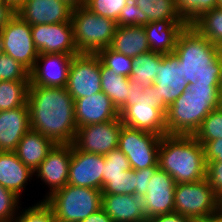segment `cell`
I'll list each match as a JSON object with an SVG mask.
<instances>
[{
    "mask_svg": "<svg viewBox=\"0 0 222 222\" xmlns=\"http://www.w3.org/2000/svg\"><path fill=\"white\" fill-rule=\"evenodd\" d=\"M219 108L222 109V89H220Z\"/></svg>",
    "mask_w": 222,
    "mask_h": 222,
    "instance_id": "53",
    "label": "cell"
},
{
    "mask_svg": "<svg viewBox=\"0 0 222 222\" xmlns=\"http://www.w3.org/2000/svg\"><path fill=\"white\" fill-rule=\"evenodd\" d=\"M109 48L132 58L150 51L145 29L138 25H117Z\"/></svg>",
    "mask_w": 222,
    "mask_h": 222,
    "instance_id": "26",
    "label": "cell"
},
{
    "mask_svg": "<svg viewBox=\"0 0 222 222\" xmlns=\"http://www.w3.org/2000/svg\"><path fill=\"white\" fill-rule=\"evenodd\" d=\"M28 87L29 81H0V111L24 106Z\"/></svg>",
    "mask_w": 222,
    "mask_h": 222,
    "instance_id": "30",
    "label": "cell"
},
{
    "mask_svg": "<svg viewBox=\"0 0 222 222\" xmlns=\"http://www.w3.org/2000/svg\"><path fill=\"white\" fill-rule=\"evenodd\" d=\"M219 84H220V89H222V54H221V68H220Z\"/></svg>",
    "mask_w": 222,
    "mask_h": 222,
    "instance_id": "52",
    "label": "cell"
},
{
    "mask_svg": "<svg viewBox=\"0 0 222 222\" xmlns=\"http://www.w3.org/2000/svg\"><path fill=\"white\" fill-rule=\"evenodd\" d=\"M176 183L166 171L157 169L149 181L146 194L147 219L174 212V189Z\"/></svg>",
    "mask_w": 222,
    "mask_h": 222,
    "instance_id": "19",
    "label": "cell"
},
{
    "mask_svg": "<svg viewBox=\"0 0 222 222\" xmlns=\"http://www.w3.org/2000/svg\"><path fill=\"white\" fill-rule=\"evenodd\" d=\"M80 222H114L107 213L100 208L98 211L92 213L89 217L86 219H83Z\"/></svg>",
    "mask_w": 222,
    "mask_h": 222,
    "instance_id": "47",
    "label": "cell"
},
{
    "mask_svg": "<svg viewBox=\"0 0 222 222\" xmlns=\"http://www.w3.org/2000/svg\"><path fill=\"white\" fill-rule=\"evenodd\" d=\"M147 15V24L154 21L184 22L178 13L176 0H130Z\"/></svg>",
    "mask_w": 222,
    "mask_h": 222,
    "instance_id": "29",
    "label": "cell"
},
{
    "mask_svg": "<svg viewBox=\"0 0 222 222\" xmlns=\"http://www.w3.org/2000/svg\"><path fill=\"white\" fill-rule=\"evenodd\" d=\"M192 26L211 43L222 48V8L212 9Z\"/></svg>",
    "mask_w": 222,
    "mask_h": 222,
    "instance_id": "31",
    "label": "cell"
},
{
    "mask_svg": "<svg viewBox=\"0 0 222 222\" xmlns=\"http://www.w3.org/2000/svg\"><path fill=\"white\" fill-rule=\"evenodd\" d=\"M162 136L122 126L118 148L126 155L131 169L158 167V149Z\"/></svg>",
    "mask_w": 222,
    "mask_h": 222,
    "instance_id": "9",
    "label": "cell"
},
{
    "mask_svg": "<svg viewBox=\"0 0 222 222\" xmlns=\"http://www.w3.org/2000/svg\"><path fill=\"white\" fill-rule=\"evenodd\" d=\"M144 92V86L134 83H129V93L127 99H136Z\"/></svg>",
    "mask_w": 222,
    "mask_h": 222,
    "instance_id": "48",
    "label": "cell"
},
{
    "mask_svg": "<svg viewBox=\"0 0 222 222\" xmlns=\"http://www.w3.org/2000/svg\"><path fill=\"white\" fill-rule=\"evenodd\" d=\"M97 55L104 66L109 68L113 73L125 77H129L132 68V57L117 53L109 47L100 50Z\"/></svg>",
    "mask_w": 222,
    "mask_h": 222,
    "instance_id": "35",
    "label": "cell"
},
{
    "mask_svg": "<svg viewBox=\"0 0 222 222\" xmlns=\"http://www.w3.org/2000/svg\"><path fill=\"white\" fill-rule=\"evenodd\" d=\"M204 147L205 161H222V138L213 141H199Z\"/></svg>",
    "mask_w": 222,
    "mask_h": 222,
    "instance_id": "44",
    "label": "cell"
},
{
    "mask_svg": "<svg viewBox=\"0 0 222 222\" xmlns=\"http://www.w3.org/2000/svg\"><path fill=\"white\" fill-rule=\"evenodd\" d=\"M146 222H191V219L179 213L171 212L151 217Z\"/></svg>",
    "mask_w": 222,
    "mask_h": 222,
    "instance_id": "45",
    "label": "cell"
},
{
    "mask_svg": "<svg viewBox=\"0 0 222 222\" xmlns=\"http://www.w3.org/2000/svg\"><path fill=\"white\" fill-rule=\"evenodd\" d=\"M63 2L67 3L73 9L85 6L86 0H62Z\"/></svg>",
    "mask_w": 222,
    "mask_h": 222,
    "instance_id": "49",
    "label": "cell"
},
{
    "mask_svg": "<svg viewBox=\"0 0 222 222\" xmlns=\"http://www.w3.org/2000/svg\"><path fill=\"white\" fill-rule=\"evenodd\" d=\"M101 208L114 222H146V201L136 194H102Z\"/></svg>",
    "mask_w": 222,
    "mask_h": 222,
    "instance_id": "21",
    "label": "cell"
},
{
    "mask_svg": "<svg viewBox=\"0 0 222 222\" xmlns=\"http://www.w3.org/2000/svg\"><path fill=\"white\" fill-rule=\"evenodd\" d=\"M180 17L187 26H192L204 14L218 8V0H176Z\"/></svg>",
    "mask_w": 222,
    "mask_h": 222,
    "instance_id": "32",
    "label": "cell"
},
{
    "mask_svg": "<svg viewBox=\"0 0 222 222\" xmlns=\"http://www.w3.org/2000/svg\"><path fill=\"white\" fill-rule=\"evenodd\" d=\"M31 35L39 54H79L71 22L31 26Z\"/></svg>",
    "mask_w": 222,
    "mask_h": 222,
    "instance_id": "13",
    "label": "cell"
},
{
    "mask_svg": "<svg viewBox=\"0 0 222 222\" xmlns=\"http://www.w3.org/2000/svg\"><path fill=\"white\" fill-rule=\"evenodd\" d=\"M161 53L148 51L132 58L129 81L144 87L153 85L157 75Z\"/></svg>",
    "mask_w": 222,
    "mask_h": 222,
    "instance_id": "27",
    "label": "cell"
},
{
    "mask_svg": "<svg viewBox=\"0 0 222 222\" xmlns=\"http://www.w3.org/2000/svg\"><path fill=\"white\" fill-rule=\"evenodd\" d=\"M57 222H80L102 206V192L89 187L67 184L44 200Z\"/></svg>",
    "mask_w": 222,
    "mask_h": 222,
    "instance_id": "5",
    "label": "cell"
},
{
    "mask_svg": "<svg viewBox=\"0 0 222 222\" xmlns=\"http://www.w3.org/2000/svg\"><path fill=\"white\" fill-rule=\"evenodd\" d=\"M136 170L130 169L125 174L107 176L103 183L102 194H135Z\"/></svg>",
    "mask_w": 222,
    "mask_h": 222,
    "instance_id": "34",
    "label": "cell"
},
{
    "mask_svg": "<svg viewBox=\"0 0 222 222\" xmlns=\"http://www.w3.org/2000/svg\"><path fill=\"white\" fill-rule=\"evenodd\" d=\"M206 179L214 194L222 201V161L207 162Z\"/></svg>",
    "mask_w": 222,
    "mask_h": 222,
    "instance_id": "42",
    "label": "cell"
},
{
    "mask_svg": "<svg viewBox=\"0 0 222 222\" xmlns=\"http://www.w3.org/2000/svg\"><path fill=\"white\" fill-rule=\"evenodd\" d=\"M173 53L179 59L182 77L189 85H220L222 48L211 43L193 26H186L180 33Z\"/></svg>",
    "mask_w": 222,
    "mask_h": 222,
    "instance_id": "2",
    "label": "cell"
},
{
    "mask_svg": "<svg viewBox=\"0 0 222 222\" xmlns=\"http://www.w3.org/2000/svg\"><path fill=\"white\" fill-rule=\"evenodd\" d=\"M3 53L2 51V39H1V35H0V55Z\"/></svg>",
    "mask_w": 222,
    "mask_h": 222,
    "instance_id": "55",
    "label": "cell"
},
{
    "mask_svg": "<svg viewBox=\"0 0 222 222\" xmlns=\"http://www.w3.org/2000/svg\"><path fill=\"white\" fill-rule=\"evenodd\" d=\"M31 130L55 144H72L78 128L74 99L66 88L29 86L27 94Z\"/></svg>",
    "mask_w": 222,
    "mask_h": 222,
    "instance_id": "1",
    "label": "cell"
},
{
    "mask_svg": "<svg viewBox=\"0 0 222 222\" xmlns=\"http://www.w3.org/2000/svg\"><path fill=\"white\" fill-rule=\"evenodd\" d=\"M191 222H218V213L206 218L192 219Z\"/></svg>",
    "mask_w": 222,
    "mask_h": 222,
    "instance_id": "50",
    "label": "cell"
},
{
    "mask_svg": "<svg viewBox=\"0 0 222 222\" xmlns=\"http://www.w3.org/2000/svg\"><path fill=\"white\" fill-rule=\"evenodd\" d=\"M105 156L80 151L72 145L68 184L102 190Z\"/></svg>",
    "mask_w": 222,
    "mask_h": 222,
    "instance_id": "17",
    "label": "cell"
},
{
    "mask_svg": "<svg viewBox=\"0 0 222 222\" xmlns=\"http://www.w3.org/2000/svg\"><path fill=\"white\" fill-rule=\"evenodd\" d=\"M120 117L111 121L78 127L72 145L80 151L107 155L118 148L122 130Z\"/></svg>",
    "mask_w": 222,
    "mask_h": 222,
    "instance_id": "12",
    "label": "cell"
},
{
    "mask_svg": "<svg viewBox=\"0 0 222 222\" xmlns=\"http://www.w3.org/2000/svg\"><path fill=\"white\" fill-rule=\"evenodd\" d=\"M16 14V9L12 5H0V31Z\"/></svg>",
    "mask_w": 222,
    "mask_h": 222,
    "instance_id": "46",
    "label": "cell"
},
{
    "mask_svg": "<svg viewBox=\"0 0 222 222\" xmlns=\"http://www.w3.org/2000/svg\"><path fill=\"white\" fill-rule=\"evenodd\" d=\"M222 209V201L214 194L207 179L178 183L174 189V212L189 219L206 218Z\"/></svg>",
    "mask_w": 222,
    "mask_h": 222,
    "instance_id": "8",
    "label": "cell"
},
{
    "mask_svg": "<svg viewBox=\"0 0 222 222\" xmlns=\"http://www.w3.org/2000/svg\"><path fill=\"white\" fill-rule=\"evenodd\" d=\"M20 209L13 222H57L51 207L44 200H38L28 208L20 206Z\"/></svg>",
    "mask_w": 222,
    "mask_h": 222,
    "instance_id": "36",
    "label": "cell"
},
{
    "mask_svg": "<svg viewBox=\"0 0 222 222\" xmlns=\"http://www.w3.org/2000/svg\"><path fill=\"white\" fill-rule=\"evenodd\" d=\"M218 222H222V209L218 212Z\"/></svg>",
    "mask_w": 222,
    "mask_h": 222,
    "instance_id": "54",
    "label": "cell"
},
{
    "mask_svg": "<svg viewBox=\"0 0 222 222\" xmlns=\"http://www.w3.org/2000/svg\"><path fill=\"white\" fill-rule=\"evenodd\" d=\"M73 8L62 0H23L16 8L29 25L71 22Z\"/></svg>",
    "mask_w": 222,
    "mask_h": 222,
    "instance_id": "18",
    "label": "cell"
},
{
    "mask_svg": "<svg viewBox=\"0 0 222 222\" xmlns=\"http://www.w3.org/2000/svg\"><path fill=\"white\" fill-rule=\"evenodd\" d=\"M75 46L79 53L97 54L110 47L117 23L87 7L73 9L71 16Z\"/></svg>",
    "mask_w": 222,
    "mask_h": 222,
    "instance_id": "6",
    "label": "cell"
},
{
    "mask_svg": "<svg viewBox=\"0 0 222 222\" xmlns=\"http://www.w3.org/2000/svg\"><path fill=\"white\" fill-rule=\"evenodd\" d=\"M30 129L27 103L15 109L0 111V151H15L23 135Z\"/></svg>",
    "mask_w": 222,
    "mask_h": 222,
    "instance_id": "22",
    "label": "cell"
},
{
    "mask_svg": "<svg viewBox=\"0 0 222 222\" xmlns=\"http://www.w3.org/2000/svg\"><path fill=\"white\" fill-rule=\"evenodd\" d=\"M101 88L102 91L112 100L119 111L126 103L129 93V78L113 73L101 62Z\"/></svg>",
    "mask_w": 222,
    "mask_h": 222,
    "instance_id": "28",
    "label": "cell"
},
{
    "mask_svg": "<svg viewBox=\"0 0 222 222\" xmlns=\"http://www.w3.org/2000/svg\"><path fill=\"white\" fill-rule=\"evenodd\" d=\"M198 141H213L222 138V109L212 110L193 135Z\"/></svg>",
    "mask_w": 222,
    "mask_h": 222,
    "instance_id": "33",
    "label": "cell"
},
{
    "mask_svg": "<svg viewBox=\"0 0 222 222\" xmlns=\"http://www.w3.org/2000/svg\"><path fill=\"white\" fill-rule=\"evenodd\" d=\"M21 199L0 185V222H13L17 217Z\"/></svg>",
    "mask_w": 222,
    "mask_h": 222,
    "instance_id": "40",
    "label": "cell"
},
{
    "mask_svg": "<svg viewBox=\"0 0 222 222\" xmlns=\"http://www.w3.org/2000/svg\"><path fill=\"white\" fill-rule=\"evenodd\" d=\"M130 169L131 166L126 155L119 148L112 150L105 155L103 183L107 180V176L125 174V171Z\"/></svg>",
    "mask_w": 222,
    "mask_h": 222,
    "instance_id": "39",
    "label": "cell"
},
{
    "mask_svg": "<svg viewBox=\"0 0 222 222\" xmlns=\"http://www.w3.org/2000/svg\"><path fill=\"white\" fill-rule=\"evenodd\" d=\"M158 167H148L141 170H136L135 178V194L144 196L149 186V181Z\"/></svg>",
    "mask_w": 222,
    "mask_h": 222,
    "instance_id": "43",
    "label": "cell"
},
{
    "mask_svg": "<svg viewBox=\"0 0 222 222\" xmlns=\"http://www.w3.org/2000/svg\"><path fill=\"white\" fill-rule=\"evenodd\" d=\"M219 100L220 85H188L166 111L167 134L194 135L204 118L219 108Z\"/></svg>",
    "mask_w": 222,
    "mask_h": 222,
    "instance_id": "4",
    "label": "cell"
},
{
    "mask_svg": "<svg viewBox=\"0 0 222 222\" xmlns=\"http://www.w3.org/2000/svg\"><path fill=\"white\" fill-rule=\"evenodd\" d=\"M182 77L179 59L174 53L161 54L153 86L158 95V104L165 110L188 88Z\"/></svg>",
    "mask_w": 222,
    "mask_h": 222,
    "instance_id": "15",
    "label": "cell"
},
{
    "mask_svg": "<svg viewBox=\"0 0 222 222\" xmlns=\"http://www.w3.org/2000/svg\"><path fill=\"white\" fill-rule=\"evenodd\" d=\"M186 26L185 22L175 20L154 21L144 25L150 51L173 53L178 37Z\"/></svg>",
    "mask_w": 222,
    "mask_h": 222,
    "instance_id": "24",
    "label": "cell"
},
{
    "mask_svg": "<svg viewBox=\"0 0 222 222\" xmlns=\"http://www.w3.org/2000/svg\"><path fill=\"white\" fill-rule=\"evenodd\" d=\"M147 24V15L143 13L136 4L130 0L126 3L125 7L121 10L118 25L121 26H144Z\"/></svg>",
    "mask_w": 222,
    "mask_h": 222,
    "instance_id": "41",
    "label": "cell"
},
{
    "mask_svg": "<svg viewBox=\"0 0 222 222\" xmlns=\"http://www.w3.org/2000/svg\"><path fill=\"white\" fill-rule=\"evenodd\" d=\"M0 81H29V71L4 53L0 55Z\"/></svg>",
    "mask_w": 222,
    "mask_h": 222,
    "instance_id": "38",
    "label": "cell"
},
{
    "mask_svg": "<svg viewBox=\"0 0 222 222\" xmlns=\"http://www.w3.org/2000/svg\"><path fill=\"white\" fill-rule=\"evenodd\" d=\"M158 168L171 175L176 184L201 181L207 168L204 147L193 135H163Z\"/></svg>",
    "mask_w": 222,
    "mask_h": 222,
    "instance_id": "3",
    "label": "cell"
},
{
    "mask_svg": "<svg viewBox=\"0 0 222 222\" xmlns=\"http://www.w3.org/2000/svg\"><path fill=\"white\" fill-rule=\"evenodd\" d=\"M75 121L78 127L111 121L120 117L112 100L103 92L74 100Z\"/></svg>",
    "mask_w": 222,
    "mask_h": 222,
    "instance_id": "20",
    "label": "cell"
},
{
    "mask_svg": "<svg viewBox=\"0 0 222 222\" xmlns=\"http://www.w3.org/2000/svg\"><path fill=\"white\" fill-rule=\"evenodd\" d=\"M34 172L25 166L15 151H0V185L20 199L28 186L34 182Z\"/></svg>",
    "mask_w": 222,
    "mask_h": 222,
    "instance_id": "23",
    "label": "cell"
},
{
    "mask_svg": "<svg viewBox=\"0 0 222 222\" xmlns=\"http://www.w3.org/2000/svg\"><path fill=\"white\" fill-rule=\"evenodd\" d=\"M74 55L39 54L29 72V86L65 88Z\"/></svg>",
    "mask_w": 222,
    "mask_h": 222,
    "instance_id": "16",
    "label": "cell"
},
{
    "mask_svg": "<svg viewBox=\"0 0 222 222\" xmlns=\"http://www.w3.org/2000/svg\"><path fill=\"white\" fill-rule=\"evenodd\" d=\"M54 145L51 139L30 129L19 141L15 153L25 166L35 172Z\"/></svg>",
    "mask_w": 222,
    "mask_h": 222,
    "instance_id": "25",
    "label": "cell"
},
{
    "mask_svg": "<svg viewBox=\"0 0 222 222\" xmlns=\"http://www.w3.org/2000/svg\"><path fill=\"white\" fill-rule=\"evenodd\" d=\"M129 0H86L85 7L95 14L114 20L118 25L121 10Z\"/></svg>",
    "mask_w": 222,
    "mask_h": 222,
    "instance_id": "37",
    "label": "cell"
},
{
    "mask_svg": "<svg viewBox=\"0 0 222 222\" xmlns=\"http://www.w3.org/2000/svg\"><path fill=\"white\" fill-rule=\"evenodd\" d=\"M0 5H10V4L6 3L4 0H0Z\"/></svg>",
    "mask_w": 222,
    "mask_h": 222,
    "instance_id": "56",
    "label": "cell"
},
{
    "mask_svg": "<svg viewBox=\"0 0 222 222\" xmlns=\"http://www.w3.org/2000/svg\"><path fill=\"white\" fill-rule=\"evenodd\" d=\"M2 51L11 56L29 72L33 69L39 52L31 35V25L15 14L0 31Z\"/></svg>",
    "mask_w": 222,
    "mask_h": 222,
    "instance_id": "10",
    "label": "cell"
},
{
    "mask_svg": "<svg viewBox=\"0 0 222 222\" xmlns=\"http://www.w3.org/2000/svg\"><path fill=\"white\" fill-rule=\"evenodd\" d=\"M72 156V144H55L34 172L35 178L49 190L41 198L45 200L53 192L68 184L69 164Z\"/></svg>",
    "mask_w": 222,
    "mask_h": 222,
    "instance_id": "14",
    "label": "cell"
},
{
    "mask_svg": "<svg viewBox=\"0 0 222 222\" xmlns=\"http://www.w3.org/2000/svg\"><path fill=\"white\" fill-rule=\"evenodd\" d=\"M4 1L12 5L15 9L23 2V0H4Z\"/></svg>",
    "mask_w": 222,
    "mask_h": 222,
    "instance_id": "51",
    "label": "cell"
},
{
    "mask_svg": "<svg viewBox=\"0 0 222 222\" xmlns=\"http://www.w3.org/2000/svg\"><path fill=\"white\" fill-rule=\"evenodd\" d=\"M218 8H222V0H218Z\"/></svg>",
    "mask_w": 222,
    "mask_h": 222,
    "instance_id": "57",
    "label": "cell"
},
{
    "mask_svg": "<svg viewBox=\"0 0 222 222\" xmlns=\"http://www.w3.org/2000/svg\"><path fill=\"white\" fill-rule=\"evenodd\" d=\"M100 69L101 60L97 54L74 55L65 87L74 100L102 91Z\"/></svg>",
    "mask_w": 222,
    "mask_h": 222,
    "instance_id": "11",
    "label": "cell"
},
{
    "mask_svg": "<svg viewBox=\"0 0 222 222\" xmlns=\"http://www.w3.org/2000/svg\"><path fill=\"white\" fill-rule=\"evenodd\" d=\"M119 114L123 125L127 127L159 136L167 135L166 111L158 104L153 85L144 87V92L136 99H127Z\"/></svg>",
    "mask_w": 222,
    "mask_h": 222,
    "instance_id": "7",
    "label": "cell"
}]
</instances>
